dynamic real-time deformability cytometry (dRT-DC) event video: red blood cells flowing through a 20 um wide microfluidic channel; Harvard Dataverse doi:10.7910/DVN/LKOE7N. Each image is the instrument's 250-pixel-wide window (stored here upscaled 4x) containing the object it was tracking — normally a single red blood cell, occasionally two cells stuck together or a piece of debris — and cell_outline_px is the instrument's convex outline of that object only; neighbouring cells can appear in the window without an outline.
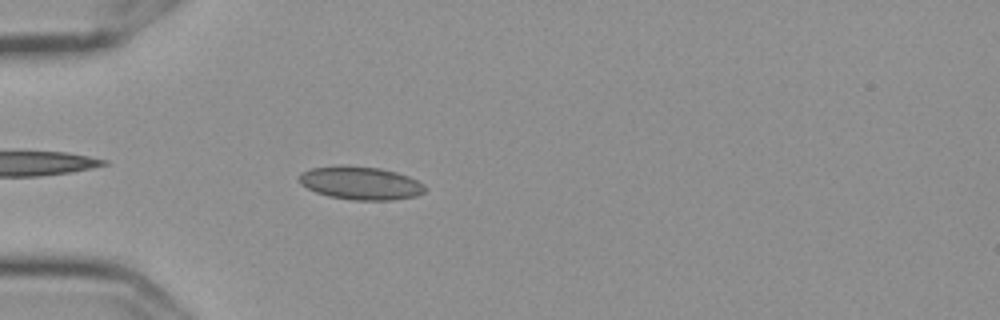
{"species": "Egyptian fruit bat (a non-hibernating species)", "species_latin": "Rousettus aegyptiacus", "temperature_condition": "cold", "stored_images_in_passage": 46, "camera_frame_rate_fps": 3000, "um_per_image_px": 0.085, "frame": {"image": 1, "passage_image": 6, "time_ms": 1.667, "image_size_px": [1000, 320], "cell_outline_px": [[424, 192], [416, 196], [392, 200], [352, 200], [328, 196], [316, 192], [300, 184], [300, 176], [304, 172], [312, 168], [340, 164], [344, 164], [380, 168], [396, 172], [408, 176], [424, 184]], "centroid_in_image_um": [30.65, 15.55], "position_along_channel_um": 54.4, "area_um2": 24.33}}
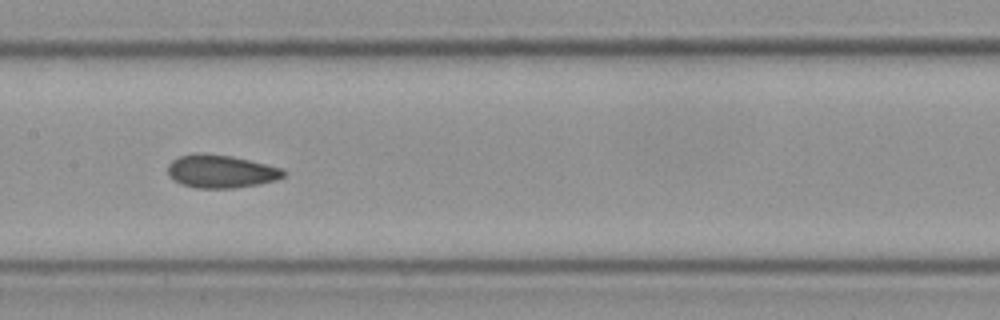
{"frame": {"image": 2, "passage_image": 18, "time_ms": 5.667, "image_size_px": [1000, 320], "cell_outline_px": [[288, 172], [284, 176], [276, 180], [256, 184], [232, 188], [196, 188], [184, 184], [176, 180], [168, 172], [168, 164], [172, 160], [180, 156], [192, 152], [208, 152], [232, 156], [284, 168]], "centroid_in_image_um": [18.81, 14.53], "position_along_channel_um": 188.6, "area_um2": 22.37}}
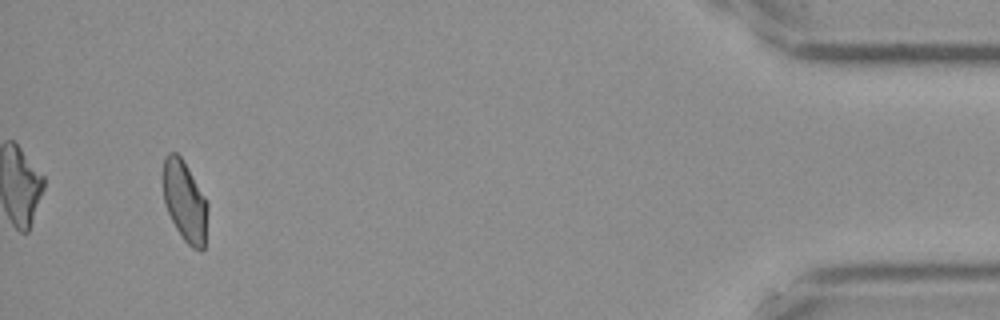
{"frame": {"image": 3, "passage_image": 43, "time_ms": 14.0, "image_size_px": [1000, 320], "cell_outline_px": [[208, 208], [204, 248], [200, 252], [192, 248], [184, 240], [176, 228], [164, 204], [164, 156], [168, 152], [176, 152], [184, 160], [204, 196], [208, 204]], "centroid_in_image_um": [15.72, 17.12], "position_along_channel_um": 419.5, "area_um2": 20.87}, "authors_computed_cell_mechanics": {"area_um2": 21.9062, "velocity_mm_per_s": 3.5882, "shape_relaxation_time_tau1_ms": 4.6501, "shape_relaxation_time_tau2_ms": 1.7982, "deformation_change_tau1": 0.1024, "deformation_change_tau2": 0.0726}}